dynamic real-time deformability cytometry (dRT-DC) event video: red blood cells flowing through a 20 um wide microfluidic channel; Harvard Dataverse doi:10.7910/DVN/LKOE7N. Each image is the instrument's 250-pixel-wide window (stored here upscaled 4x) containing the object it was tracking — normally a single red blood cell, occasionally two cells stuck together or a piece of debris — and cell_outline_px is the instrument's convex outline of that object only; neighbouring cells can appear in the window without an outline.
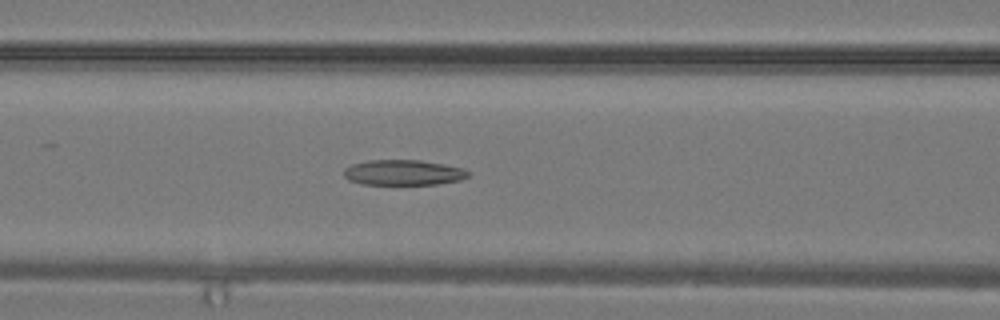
{"species": "common noctule bat (a hibernating species)", "species_latin": "Nyctalus noctula", "temperature_condition": "warm", "stored_images_in_passage": 32, "camera_frame_rate_fps": 3000, "um_per_image_px": 0.085, "animal": {"sex": "male", "body_mass_g": 19.2, "forearm_length_mm": 51.8}, "frame": {"image": 1, "passage_image": 13, "time_ms": 4.0, "image_size_px": [1000, 320], "cell_outline_px": [[472, 172], [468, 176], [460, 180], [436, 184], [360, 184], [348, 180], [344, 176], [344, 168], [352, 164], [368, 160], [420, 160], [444, 164], [464, 168]], "centroid_in_image_um": [34.29, 14.66], "position_along_channel_um": 132.3, "area_um2": 18.5}}
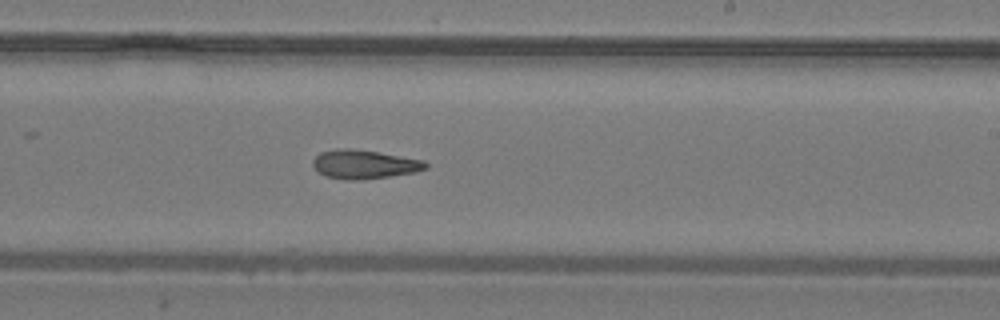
{"frame": {"image": 2, "passage_image": 19, "time_ms": 6.0, "image_size_px": [1000, 320], "cell_outline_px": [[428, 168], [416, 172], [360, 180], [348, 180], [324, 176], [312, 164], [312, 160], [320, 152], [336, 148], [348, 148], [376, 152], [424, 160], [428, 164]], "centroid_in_image_um": [30.95, 13.97], "position_along_channel_um": 258.0, "area_um2": 18.84}}
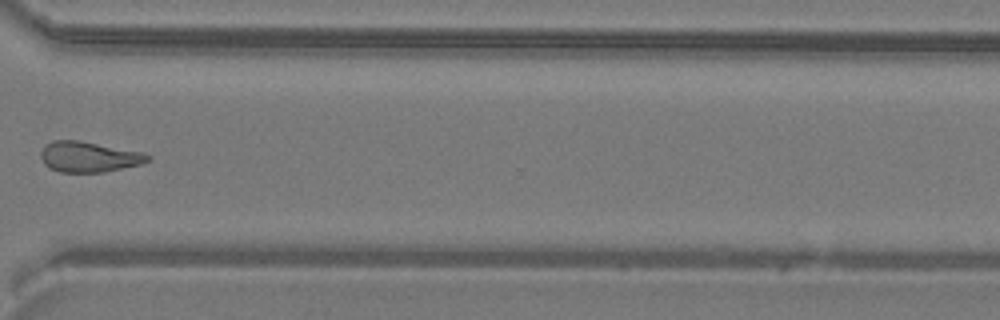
{"frame": {"image": 3, "passage_image": 24, "time_ms": 7.667, "image_size_px": [1000, 320], "cell_outline_px": [[152, 160], [140, 164], [104, 172], [60, 172], [48, 168], [44, 164], [40, 156], [40, 152], [44, 144], [52, 140], [76, 140], [144, 152], [152, 156]], "centroid_in_image_um": [7.54, 13.33], "position_along_channel_um": 363.1, "area_um2": 19.19}}